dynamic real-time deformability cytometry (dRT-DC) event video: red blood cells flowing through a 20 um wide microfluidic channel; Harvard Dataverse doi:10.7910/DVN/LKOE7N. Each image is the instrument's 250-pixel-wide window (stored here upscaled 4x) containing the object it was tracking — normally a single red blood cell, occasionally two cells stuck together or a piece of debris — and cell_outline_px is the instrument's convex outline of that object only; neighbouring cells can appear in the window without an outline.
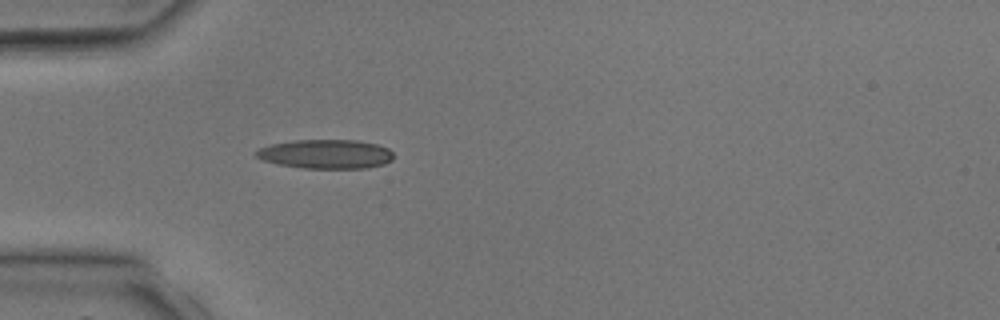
{"species": "common noctule bat (a hibernating species)", "species_latin": "Nyctalus noctula", "temperature_condition": "room temperature", "stored_images_in_passage": 2, "camera_frame_rate_fps": 3000, "um_per_image_px": 0.085, "animal": {"sex": "male", "body_mass_g": 17.9, "forearm_length_mm": 54.2}, "frame": {"image": 1, "passage_image": 2, "time_ms": 1.333, "image_size_px": [1000, 320], "cell_outline_px": [[392, 160], [384, 164], [368, 168], [304, 168], [280, 164], [264, 160], [256, 156], [252, 152], [260, 148], [272, 144], [296, 140], [356, 140], [376, 144], [388, 148], [392, 152]], "centroid_in_image_um": [27.71, 13.09], "position_along_channel_um": 57.3, "area_um2": 23.18}}